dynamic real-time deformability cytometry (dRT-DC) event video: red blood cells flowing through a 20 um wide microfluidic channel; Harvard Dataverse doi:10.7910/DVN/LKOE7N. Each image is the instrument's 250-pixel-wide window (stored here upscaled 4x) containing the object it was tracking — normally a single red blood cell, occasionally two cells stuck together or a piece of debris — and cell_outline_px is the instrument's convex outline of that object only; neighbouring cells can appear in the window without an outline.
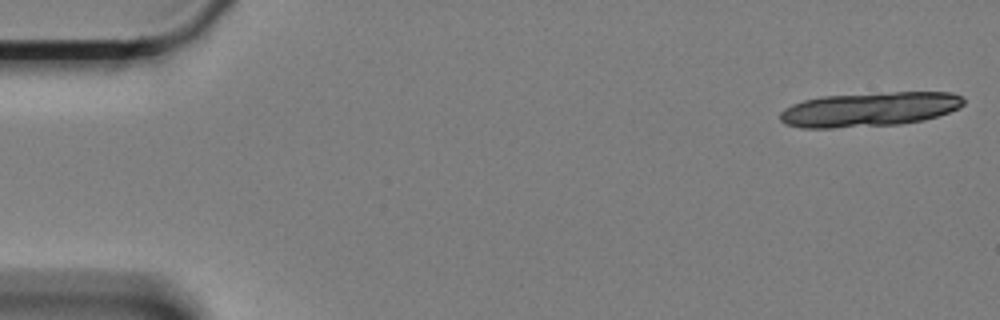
{"species": "Egyptian fruit bat (a non-hibernating species)", "species_latin": "Rousettus aegyptiacus", "temperature_condition": "cold", "stored_images_in_passage": 19, "camera_frame_rate_fps": 3000, "um_per_image_px": 0.085, "animal": {"sex": "female"}, "frame": {"image": 1, "passage_image": 1, "time_ms": 0.0, "image_size_px": [1000, 320], "cell_outline_px": [[964, 104], [960, 108], [924, 120], [900, 124], [832, 128], [800, 128], [784, 124], [780, 120], [780, 112], [784, 108], [792, 104], [804, 100], [820, 96], [892, 92], [952, 92], [960, 96], [964, 100]], "centroid_in_image_um": [73.87, 9.29], "position_along_channel_um": 11.1, "area_um2": 36.93}}